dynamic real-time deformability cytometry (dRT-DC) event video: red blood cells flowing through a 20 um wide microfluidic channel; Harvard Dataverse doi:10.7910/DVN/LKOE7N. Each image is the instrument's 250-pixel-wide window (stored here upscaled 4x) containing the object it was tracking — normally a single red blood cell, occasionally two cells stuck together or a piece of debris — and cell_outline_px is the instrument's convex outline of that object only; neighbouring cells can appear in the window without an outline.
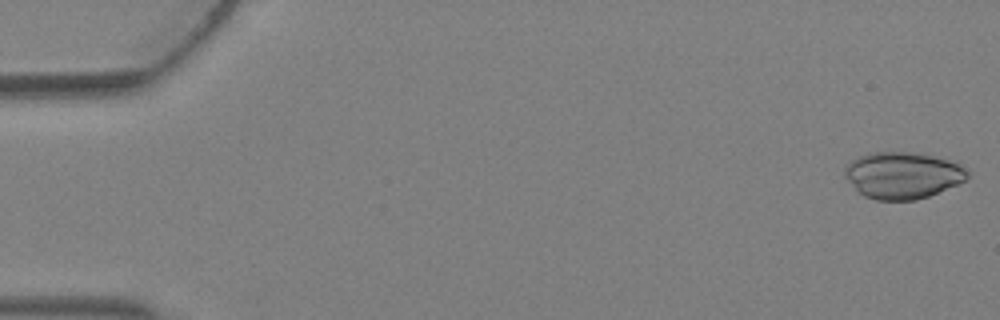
{"species": "Egyptian fruit bat (a non-hibernating species)", "species_latin": "Rousettus aegyptiacus", "temperature_condition": "warm", "stored_images_in_passage": 4, "camera_frame_rate_fps": 3000, "um_per_image_px": 0.085, "animal": {"sex": "female"}, "frame": {"image": 1, "passage_image": 1, "time_ms": 0.0, "image_size_px": [1000, 320], "cell_outline_px": [[968, 176], [964, 180], [956, 184], [928, 196], [916, 200], [876, 200], [864, 196], [844, 176], [844, 172], [848, 164], [852, 160], [860, 156], [872, 152], [912, 152], [932, 156], [948, 160], [960, 164], [968, 168]], "centroid_in_image_um": [76.73, 14.89], "position_along_channel_um": 8.3, "area_um2": 33.0}}